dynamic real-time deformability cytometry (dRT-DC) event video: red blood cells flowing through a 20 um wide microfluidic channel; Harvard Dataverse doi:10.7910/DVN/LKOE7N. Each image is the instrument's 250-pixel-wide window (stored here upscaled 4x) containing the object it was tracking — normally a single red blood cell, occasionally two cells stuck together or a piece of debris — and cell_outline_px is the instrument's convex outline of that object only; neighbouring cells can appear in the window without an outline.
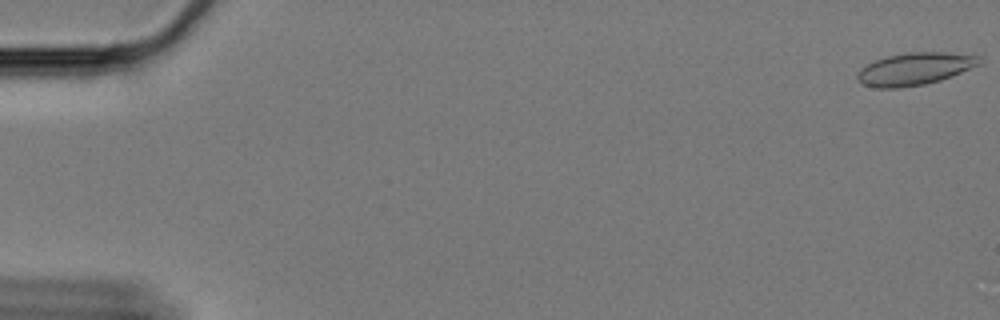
{"species": "Egyptian fruit bat (a non-hibernating species)", "species_latin": "Rousettus aegyptiacus", "temperature_condition": "cold", "stored_images_in_passage": 16, "camera_frame_rate_fps": 3000, "um_per_image_px": 0.085, "animal": {"sex": "female"}, "frame": {"image": 1, "passage_image": 1, "time_ms": 0.0, "image_size_px": [1000, 320], "cell_outline_px": [[980, 64], [952, 76], [940, 80], [924, 84], [900, 88], [876, 88], [864, 84], [856, 76], [860, 68], [876, 60], [888, 56], [904, 52], [944, 52], [980, 56]], "centroid_in_image_um": [77.75, 5.85], "position_along_channel_um": 7.2, "area_um2": 22.83}}
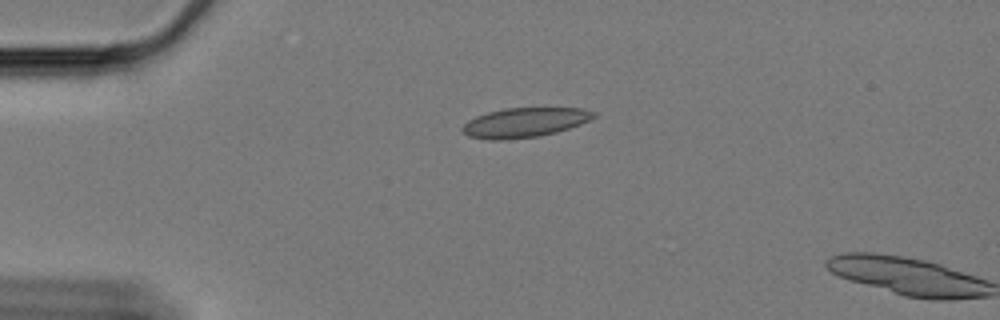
{"frame": {"image": 2, "passage_image": 15, "time_ms": 4.667, "image_size_px": [1000, 320], "cell_outline_px": [[596, 116], [580, 124], [556, 132], [540, 136], [504, 140], [488, 140], [468, 136], [460, 128], [468, 120], [476, 116], [488, 112], [504, 108], [580, 108], [596, 112]], "centroid_in_image_um": [44.56, 10.42], "position_along_channel_um": 40.4, "area_um2": 22.6}}